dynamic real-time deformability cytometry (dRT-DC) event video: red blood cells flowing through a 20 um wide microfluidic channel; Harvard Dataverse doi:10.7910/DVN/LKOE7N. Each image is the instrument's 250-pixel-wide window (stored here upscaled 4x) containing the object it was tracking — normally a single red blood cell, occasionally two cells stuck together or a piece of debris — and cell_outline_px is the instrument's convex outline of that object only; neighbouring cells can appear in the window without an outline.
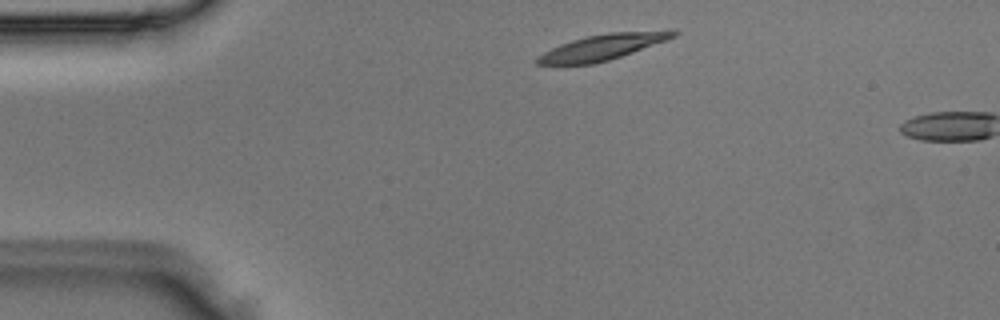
{"species": "Egyptian fruit bat (a non-hibernating species)", "species_latin": "Rousettus aegyptiacus", "temperature_condition": "room temperature", "stored_images_in_passage": 2, "camera_frame_rate_fps": 3000, "um_per_image_px": 0.085, "animal": {"sex": "male"}, "frame": {"image": 1, "passage_image": 1, "time_ms": 0.0, "image_size_px": [1000, 320], "cell_outline_px": [[680, 32], [676, 36], [668, 40], [608, 60], [592, 64], [536, 64], [532, 60], [536, 56], [560, 44], [572, 40], [588, 36], [608, 32]], "centroid_in_image_um": [51.09, 4.03], "position_along_channel_um": 33.9, "area_um2": 19.77}}